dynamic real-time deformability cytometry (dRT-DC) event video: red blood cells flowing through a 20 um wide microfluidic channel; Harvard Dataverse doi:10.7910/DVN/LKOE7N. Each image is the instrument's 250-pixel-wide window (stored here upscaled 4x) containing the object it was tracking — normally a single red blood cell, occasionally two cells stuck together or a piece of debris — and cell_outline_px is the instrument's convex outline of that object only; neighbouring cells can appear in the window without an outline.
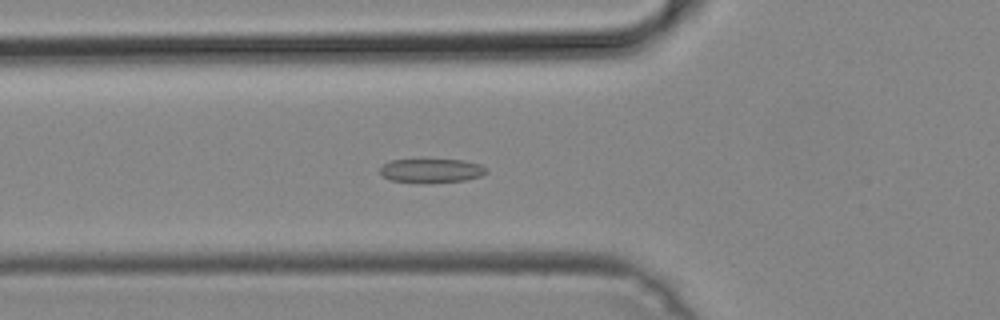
{"species": "common noctule bat (a hibernating species)", "species_latin": "Nyctalus noctula", "temperature_condition": "cold", "stored_images_in_passage": 49, "camera_frame_rate_fps": 3000, "um_per_image_px": 0.085, "animal": {"sex": "male", "body_mass_g": 19.2, "forearm_length_mm": 51.8}, "frame": {"image": 1, "passage_image": 17, "time_ms": 5.333, "image_size_px": [1000, 320], "cell_outline_px": [[488, 172], [480, 176], [464, 180], [428, 184], [424, 184], [388, 180], [380, 172], [380, 168], [384, 164], [392, 160], [420, 156], [424, 156], [464, 160], [480, 164]], "centroid_in_image_um": [36.62, 14.46], "position_along_channel_um": 89.2, "area_um2": 16.07}}
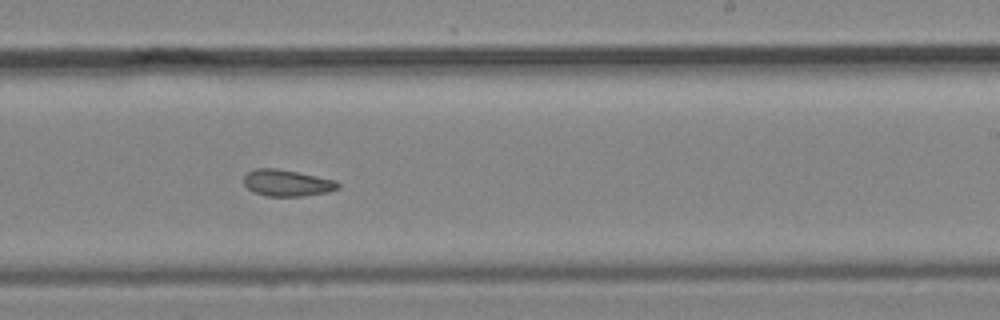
{"frame": {"image": 2, "passage_image": 30, "time_ms": 9.667, "image_size_px": [1000, 320], "cell_outline_px": [[340, 188], [328, 192], [304, 196], [268, 196], [252, 192], [244, 184], [244, 176], [248, 172], [256, 168], [276, 168], [336, 180], [340, 184]], "centroid_in_image_um": [24.4, 15.56], "position_along_channel_um": 264.6, "area_um2": 14.57}}
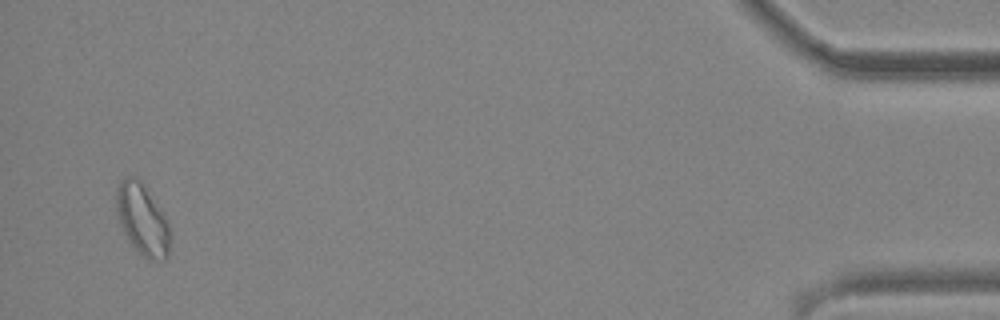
{"frame": {"image": 3, "passage_image": 48, "time_ms": 15.667, "image_size_px": [1000, 320], "cell_outline_px": [[172, 236], [168, 256], [164, 260], [156, 260], [144, 256], [132, 244], [124, 232], [120, 224], [116, 208], [116, 188], [120, 180], [128, 176], [136, 176], [140, 180], [168, 220]], "centroid_in_image_um": [12.13, 18.64], "position_along_channel_um": 423.1, "area_um2": 22.25}}